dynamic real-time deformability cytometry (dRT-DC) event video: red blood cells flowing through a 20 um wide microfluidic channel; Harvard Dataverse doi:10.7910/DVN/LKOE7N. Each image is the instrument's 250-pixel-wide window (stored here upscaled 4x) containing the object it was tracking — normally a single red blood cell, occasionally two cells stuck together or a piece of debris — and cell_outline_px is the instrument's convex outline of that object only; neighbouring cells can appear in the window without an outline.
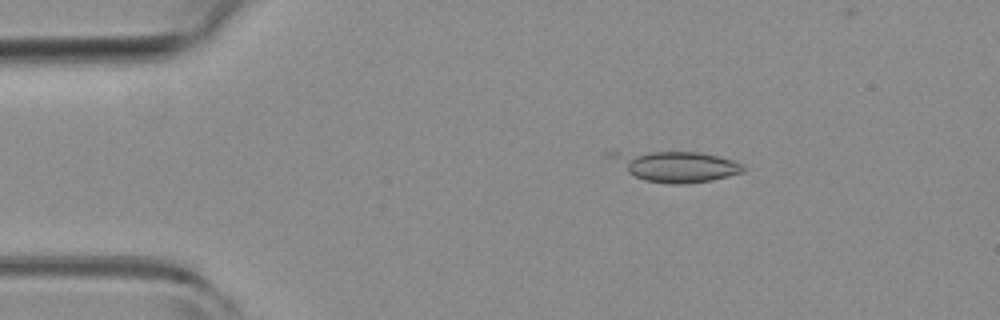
{"species": "common noctule bat (a hibernating species)", "species_latin": "Nyctalus noctula", "temperature_condition": "room temperature", "stored_images_in_passage": 5, "camera_frame_rate_fps": 3000, "um_per_image_px": 0.085, "animal": {"sex": "female", "body_mass_g": 19.3, "forearm_length_mm": 54.1}, "frame": {"image": 1, "passage_image": 3, "time_ms": 0.667, "image_size_px": [1000, 320], "cell_outline_px": [[748, 168], [744, 172], [712, 180], [684, 184], [668, 184], [644, 180], [628, 172], [608, 156], [604, 152], [700, 152], [732, 160], [744, 164]], "centroid_in_image_um": [57.51, 14.14], "position_along_channel_um": 27.5, "area_um2": 23.41}}
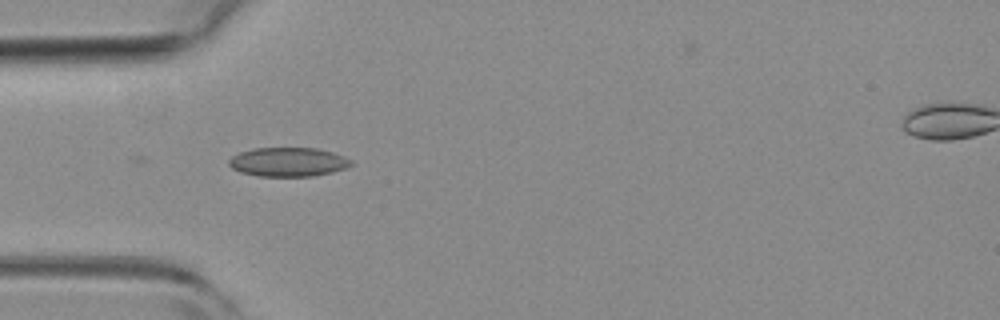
{"frame": {"image": 2, "passage_image": 5, "time_ms": 1.333, "image_size_px": [1000, 320], "cell_outline_px": [[352, 164], [348, 168], [332, 172], [312, 176], [256, 176], [240, 172], [232, 168], [228, 164], [228, 160], [232, 156], [240, 152], [252, 148], [316, 148], [332, 152], [344, 156], [352, 160]], "centroid_in_image_um": [24.49, 13.77], "position_along_channel_um": 60.5, "area_um2": 20.81}}